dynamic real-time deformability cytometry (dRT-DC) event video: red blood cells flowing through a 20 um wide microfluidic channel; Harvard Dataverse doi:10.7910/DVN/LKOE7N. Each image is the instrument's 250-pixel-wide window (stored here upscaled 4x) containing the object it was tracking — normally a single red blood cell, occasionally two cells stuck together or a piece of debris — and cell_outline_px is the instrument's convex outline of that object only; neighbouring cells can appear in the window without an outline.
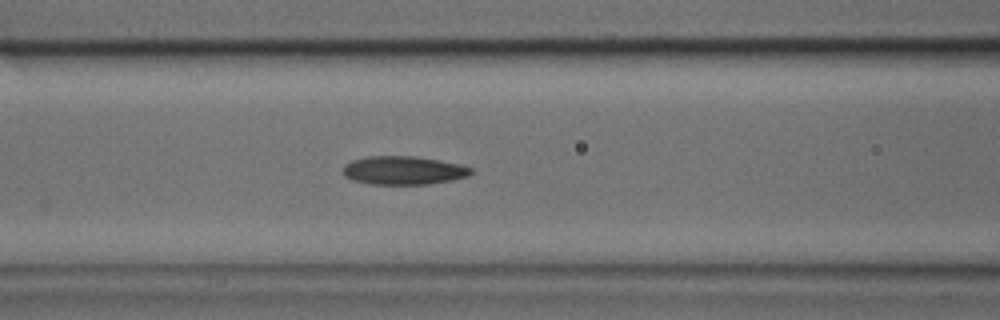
{"species": "common noctule bat (a hibernating species)", "species_latin": "Nyctalus noctula", "temperature_condition": "cold", "stored_images_in_passage": 8, "camera_frame_rate_fps": 3000, "um_per_image_px": 0.085, "animal": {"sex": "male", "body_mass_g": 17.9, "forearm_length_mm": 54.2}, "frame": {"image": 1, "passage_image": 5, "time_ms": 1.333, "image_size_px": [1000, 320], "cell_outline_px": [[472, 172], [468, 176], [452, 180], [428, 184], [372, 184], [352, 180], [344, 176], [344, 164], [352, 160], [368, 156], [416, 156], [460, 164], [472, 168]], "centroid_in_image_um": [34.29, 14.48], "position_along_channel_um": 132.3, "area_um2": 21.21}}